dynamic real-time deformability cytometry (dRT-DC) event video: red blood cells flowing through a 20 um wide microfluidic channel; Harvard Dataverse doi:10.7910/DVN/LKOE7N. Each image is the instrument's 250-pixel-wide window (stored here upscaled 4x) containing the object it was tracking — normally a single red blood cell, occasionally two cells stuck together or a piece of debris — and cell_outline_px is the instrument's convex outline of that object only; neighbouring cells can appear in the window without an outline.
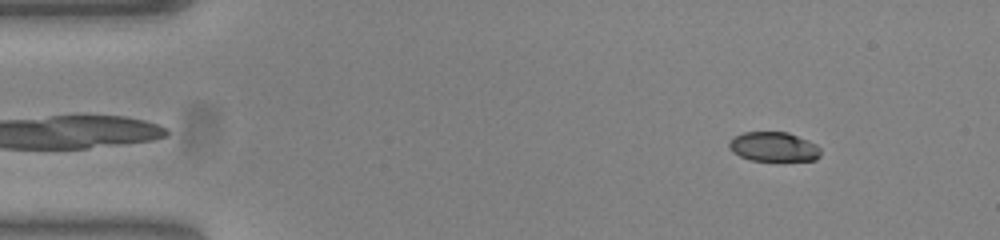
{"species": "common noctule bat (a hibernating species)", "species_latin": "Nyctalus noctula", "temperature_condition": "warm", "stored_images_in_passage": 49, "camera_frame_rate_fps": 3000, "um_per_image_px": 0.085, "animal": {"sex": "female", "body_mass_g": 23.0, "forearm_length_mm": 53.4}, "frame": {"image": 1, "passage_image": 2, "time_ms": 0.333, "image_size_px": [1000, 240], "cell_outline_px": [[820, 156], [816, 160], [752, 160], [740, 156], [732, 152], [728, 148], [728, 144], [736, 136], [744, 132], [788, 132], [808, 140], [816, 144], [820, 148]], "centroid_in_image_um": [65.77, 12.47], "position_along_channel_um": 19.2, "area_um2": 15.61}}
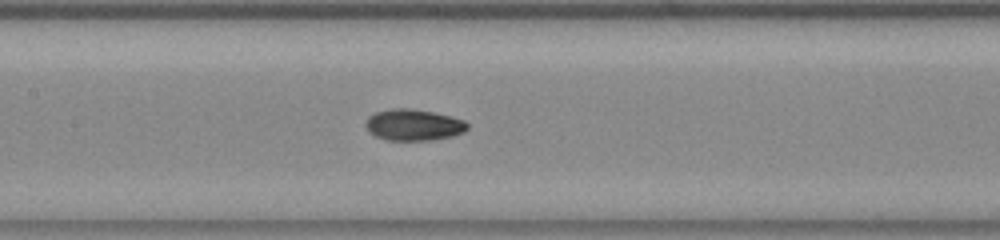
{"frame": {"image": 2, "passage_image": 21, "time_ms": 6.667, "image_size_px": [1000, 240], "cell_outline_px": [[468, 128], [464, 132], [452, 136], [432, 140], [388, 140], [376, 136], [368, 132], [364, 124], [368, 116], [376, 112], [392, 108], [412, 108], [452, 116], [464, 120], [468, 124]], "centroid_in_image_um": [35.14, 10.61], "position_along_channel_um": 172.3, "area_um2": 18.73}}
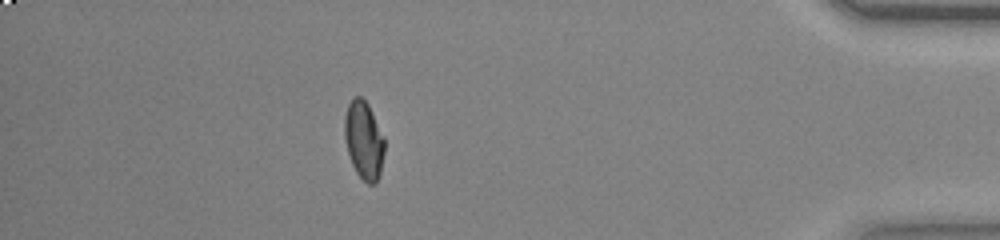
{"frame": {"image": 3, "passage_image": 43, "time_ms": 14.0, "image_size_px": [1000, 240], "cell_outline_px": [[384, 152], [380, 172], [376, 184], [368, 184], [356, 172], [352, 164], [348, 152], [344, 136], [344, 116], [348, 104], [352, 96], [360, 96], [368, 104], [384, 136]], "centroid_in_image_um": [30.92, 11.89], "position_along_channel_um": 404.3, "area_um2": 18.21}, "authors_computed_cell_mechanics": {"area_um2": 18.0336, "velocity_mm_per_s": 3.8432, "shape_relaxation_time_tau1_ms": 2.7006, "shape_relaxation_time_tau2_ms": 1.7209, "deformation_change_tau1": 0.1582, "deformation_change_tau2": 0.051}}